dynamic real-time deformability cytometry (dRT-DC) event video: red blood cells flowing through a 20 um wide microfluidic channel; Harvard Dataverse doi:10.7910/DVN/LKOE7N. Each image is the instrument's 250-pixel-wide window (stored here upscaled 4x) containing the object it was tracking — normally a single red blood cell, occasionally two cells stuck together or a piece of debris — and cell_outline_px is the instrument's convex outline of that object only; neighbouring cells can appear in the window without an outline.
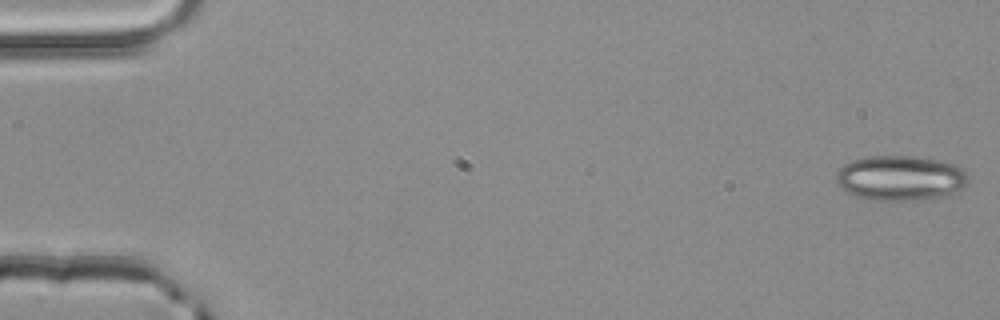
{"species": "common noctule bat (a hibernating species)", "species_latin": "Nyctalus noctula", "temperature_condition": "room temperature", "stored_images_in_passage": 51, "camera_frame_rate_fps": 3000, "um_per_image_px": 0.085, "animal": {"sex": "male", "body_mass_g": 20.4}, "frame": {"image": 1, "passage_image": 1, "time_ms": 0.0, "image_size_px": [1000, 320], "cell_outline_px": [[968, 184], [956, 192], [940, 196], [916, 200], [868, 200], [856, 196], [840, 188], [836, 180], [836, 172], [844, 164], [852, 160], [868, 156], [916, 156], [940, 160], [952, 164], [960, 168], [968, 176]], "centroid_in_image_um": [76.5, 15.13], "position_along_channel_um": 8.5, "area_um2": 34.68}}
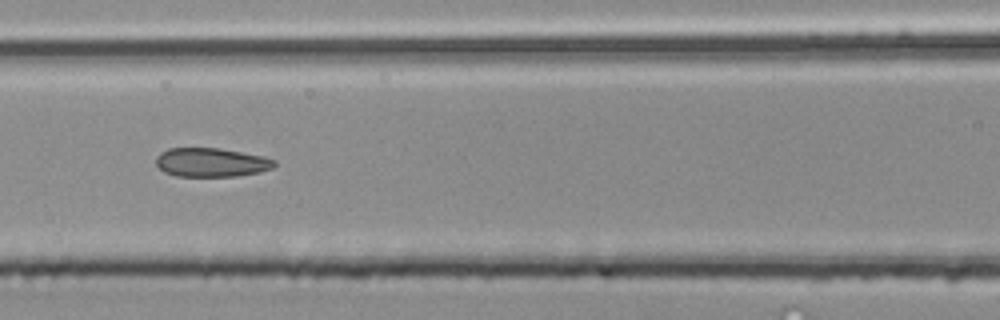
{"frame": {"image": 2, "passage_image": 23, "time_ms": 7.333, "image_size_px": [1000, 320], "cell_outline_px": [[276, 164], [272, 168], [260, 172], [236, 176], [176, 176], [164, 172], [156, 164], [156, 156], [160, 152], [168, 148], [220, 148], [264, 156], [276, 160]], "centroid_in_image_um": [17.96, 13.8], "position_along_channel_um": 148.6, "area_um2": 20.06}}
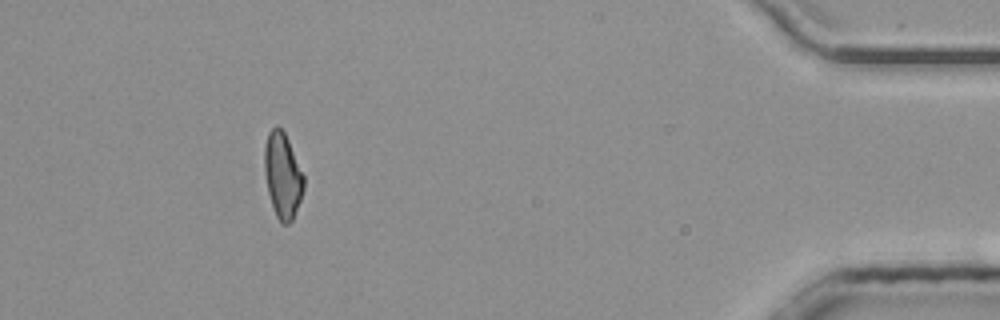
{"frame": {"image": 3, "passage_image": 47, "time_ms": 15.333, "image_size_px": [1000, 320], "cell_outline_px": [[304, 188], [300, 200], [292, 220], [288, 224], [280, 224], [276, 216], [268, 192], [264, 172], [264, 144], [268, 132], [276, 124], [284, 132], [288, 140], [304, 176]], "centroid_in_image_um": [24.0, 14.9], "position_along_channel_um": 411.2, "area_um2": 19.54}, "authors_computed_cell_mechanics": {"area_um2": 20.4034, "velocity_mm_per_s": 4.064, "shape_relaxation_time_tau1_ms": null, "shape_relaxation_time_tau2_ms": 1.9942, "deformation_change_tau1": null, "deformation_change_tau2": 0.0952}}